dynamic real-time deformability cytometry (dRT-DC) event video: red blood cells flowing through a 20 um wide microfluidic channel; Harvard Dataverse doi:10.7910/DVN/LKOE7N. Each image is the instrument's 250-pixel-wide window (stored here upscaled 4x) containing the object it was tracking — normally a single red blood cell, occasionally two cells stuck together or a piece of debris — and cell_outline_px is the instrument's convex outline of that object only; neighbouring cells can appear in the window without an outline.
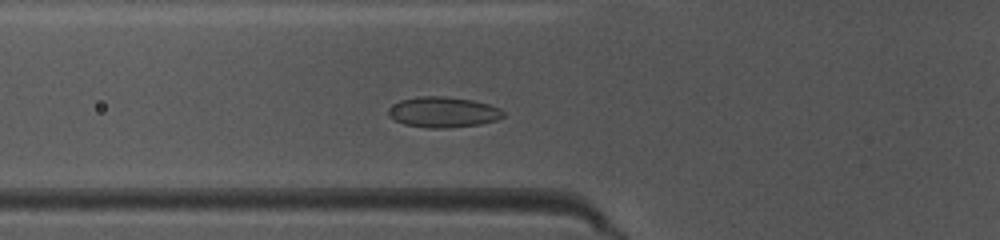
{"species": "common noctule bat (a hibernating species)", "species_latin": "Nyctalus noctula", "temperature_condition": "warm", "stored_images_in_passage": 37, "camera_frame_rate_fps": 3000, "um_per_image_px": 0.085, "animal": {"sex": "female", "body_mass_g": 10.0, "forearm_length_mm": 53.1}, "frame": {"image": 1, "passage_image": 5, "time_ms": 1.333, "image_size_px": [1000, 240], "cell_outline_px": [[504, 116], [496, 120], [480, 124], [448, 128], [428, 128], [404, 124], [388, 116], [388, 108], [400, 100], [420, 96], [444, 96], [472, 100], [488, 104], [500, 108], [504, 112]], "centroid_in_image_um": [37.66, 9.53], "position_along_channel_um": 88.1, "area_um2": 20.46}}
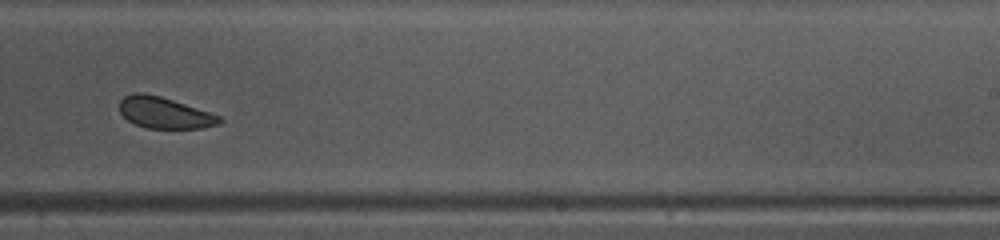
{"frame": {"image": 2, "passage_image": 19, "time_ms": 6.0, "image_size_px": [1000, 240], "cell_outline_px": [[224, 120], [220, 124], [204, 128], [148, 128], [136, 124], [128, 120], [120, 112], [120, 100], [124, 96], [132, 92], [144, 92], [160, 96], [220, 116]], "centroid_in_image_um": [13.97, 9.58], "position_along_channel_um": 275.0, "area_um2": 18.09}}
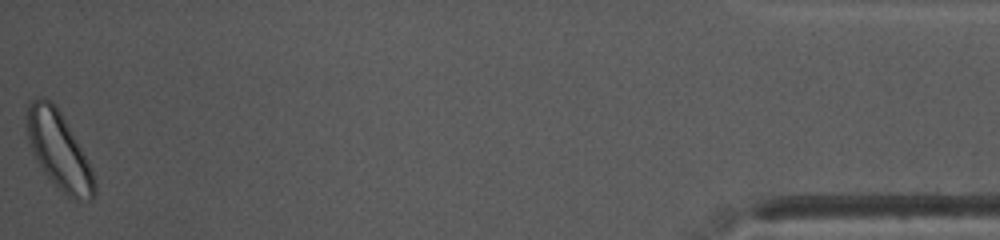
{"frame": {"image": 3, "passage_image": 37, "time_ms": 12.0, "image_size_px": [1000, 240], "cell_outline_px": [[96, 192], [92, 200], [88, 200], [68, 196], [44, 172], [32, 152], [28, 144], [24, 124], [24, 116], [28, 104], [32, 100], [44, 96], [52, 100], [60, 112], [88, 160], [92, 168], [96, 184]], "centroid_in_image_um": [4.96, 12.72], "position_along_channel_um": 430.2, "area_um2": 30.4}, "authors_computed_cell_mechanics": {"area_um2": 20.0566, "velocity_mm_per_s": 3.9938, "shape_relaxation_time_tau1_ms": 3.3254, "shape_relaxation_time_tau2_ms": 11.3041, "deformation_change_tau1": 0.0474, "deformation_change_tau2": 0.1751}}